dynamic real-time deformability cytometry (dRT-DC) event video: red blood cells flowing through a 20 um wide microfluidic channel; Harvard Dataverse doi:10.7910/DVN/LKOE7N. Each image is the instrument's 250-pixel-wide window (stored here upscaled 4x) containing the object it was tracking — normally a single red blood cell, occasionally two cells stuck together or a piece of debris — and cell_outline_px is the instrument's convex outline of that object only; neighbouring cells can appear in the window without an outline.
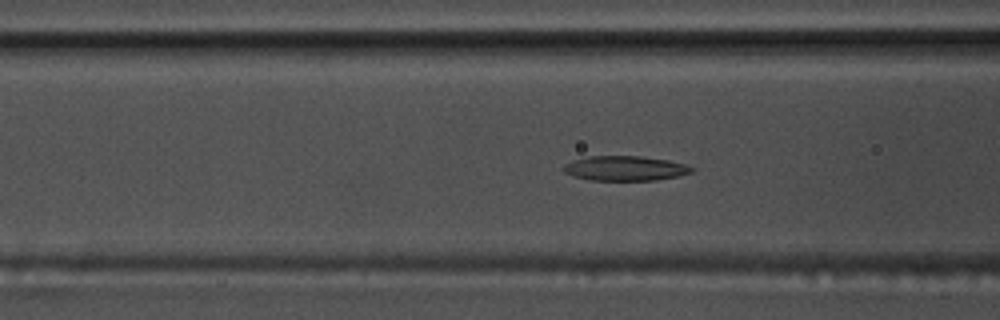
{"species": "common noctule bat (a hibernating species)", "species_latin": "Nyctalus noctula", "temperature_condition": "warm", "stored_images_in_passage": 48, "camera_frame_rate_fps": 3000, "um_per_image_px": 0.085, "animal": {"sex": "male", "body_mass_g": 17.5, "forearm_length_mm": 52.3}, "frame": {"image": 1, "passage_image": 13, "time_ms": 4.0, "image_size_px": [1000, 320], "cell_outline_px": [[696, 168], [692, 172], [680, 176], [656, 180], [588, 180], [572, 176], [564, 172], [560, 168], [564, 164], [572, 160], [592, 156], [640, 156], [668, 160], [684, 164]], "centroid_in_image_um": [53.11, 14.31], "position_along_channel_um": 113.5, "area_um2": 18.67}}
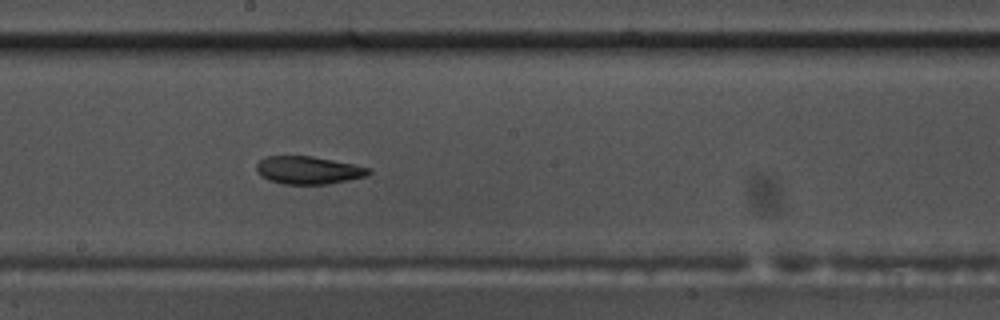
{"frame": {"image": 2, "passage_image": 22, "time_ms": 7.0, "image_size_px": [1000, 320], "cell_outline_px": [[372, 172], [364, 176], [348, 180], [328, 184], [284, 184], [268, 180], [260, 176], [256, 172], [256, 164], [260, 160], [268, 156], [312, 156], [372, 168]], "centroid_in_image_um": [26.18, 14.47], "position_along_channel_um": 222.0, "area_um2": 18.15}}
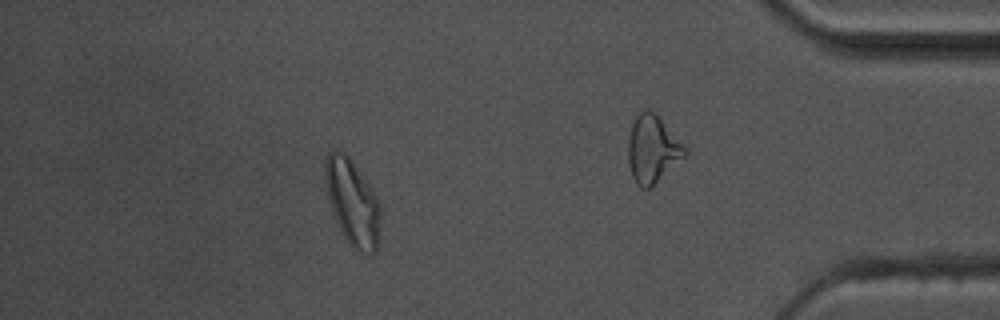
{"frame": {"image": 3, "passage_image": 41, "time_ms": 13.333, "image_size_px": [1000, 320], "cell_outline_px": [[380, 220], [376, 248], [372, 252], [360, 252], [352, 248], [348, 244], [332, 212], [328, 196], [324, 176], [324, 160], [328, 152], [332, 148], [344, 152], [348, 156], [360, 172], [376, 196], [380, 204]], "centroid_in_image_um": [29.92, 17.15], "position_along_channel_um": 405.3, "area_um2": 27.46}, "authors_computed_cell_mechanics": {"area_um2": 19.4786, "velocity_mm_per_s": 3.6328, "shape_relaxation_time_tau1_ms": 8.6204, "shape_relaxation_time_tau2_ms": 2.2609, "deformation_change_tau1": 0.2118, "deformation_change_tau2": 0.0774}}